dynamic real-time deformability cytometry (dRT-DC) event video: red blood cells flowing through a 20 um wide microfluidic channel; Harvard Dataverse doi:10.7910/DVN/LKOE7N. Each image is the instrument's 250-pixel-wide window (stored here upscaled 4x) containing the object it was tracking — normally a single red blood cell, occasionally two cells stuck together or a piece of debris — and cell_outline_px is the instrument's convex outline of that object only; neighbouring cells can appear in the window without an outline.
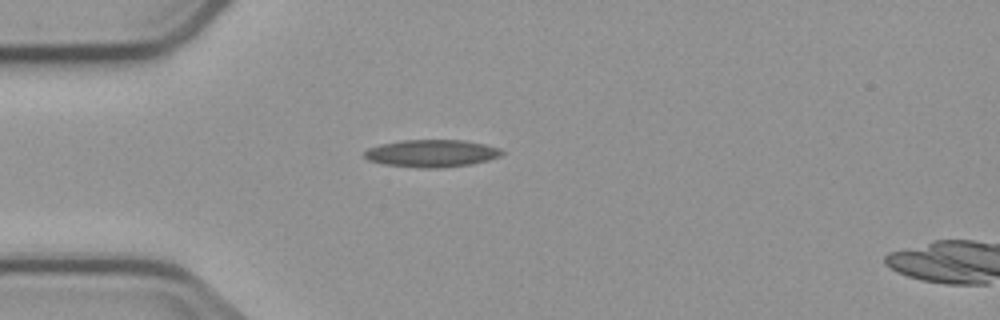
{"species": "common noctule bat (a hibernating species)", "species_latin": "Nyctalus noctula", "temperature_condition": "cold", "stored_images_in_passage": 3, "camera_frame_rate_fps": 3000, "um_per_image_px": 0.085, "animal": {"sex": "male", "body_mass_g": 23.1, "forearm_length_mm": 52.7}, "frame": {"image": 1, "passage_image": 2, "time_ms": 1.0, "image_size_px": [1000, 320], "cell_outline_px": [[504, 152], [500, 156], [488, 160], [472, 164], [440, 168], [416, 168], [384, 164], [368, 160], [364, 156], [364, 152], [368, 148], [380, 144], [400, 140], [464, 140], [484, 144], [500, 148]], "centroid_in_image_um": [36.68, 13.04], "position_along_channel_um": 48.3, "area_um2": 22.08}}